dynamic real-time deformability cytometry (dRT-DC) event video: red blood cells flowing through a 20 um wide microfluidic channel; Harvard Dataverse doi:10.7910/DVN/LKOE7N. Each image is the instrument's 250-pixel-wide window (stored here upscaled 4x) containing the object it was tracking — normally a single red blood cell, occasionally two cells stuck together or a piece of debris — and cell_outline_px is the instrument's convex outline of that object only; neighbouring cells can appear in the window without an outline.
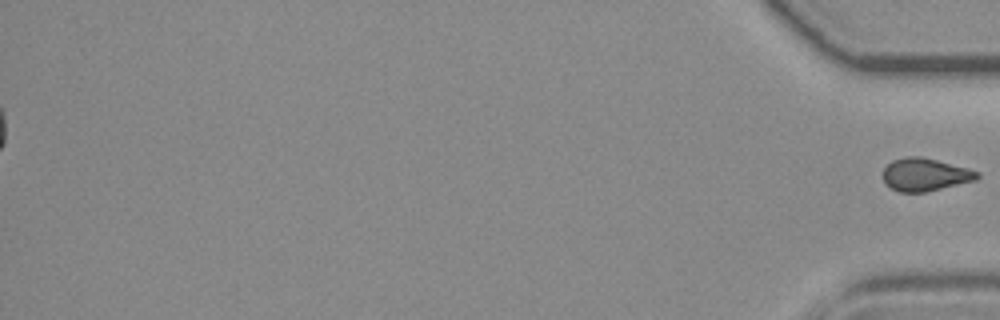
{"species": "common noctule bat (a hibernating species)", "species_latin": "Nyctalus noctula", "temperature_condition": "room temperature", "stored_images_in_passage": 56, "segment_of_instrument_passage": [2, 2], "camera_frame_rate_fps": 3000, "um_per_image_px": 0.085, "animal": {"sex": "female", "body_mass_g": 19.3, "forearm_length_mm": 54.1}, "frame": {"image": 1, "passage_image": 56, "time_ms": 18.333, "image_size_px": [1000, 320], "cell_outline_px": [[980, 176], [976, 180], [924, 192], [900, 192], [884, 184], [884, 168], [892, 160], [904, 156], [920, 156], [968, 168], [980, 172]], "centroid_in_image_um": [78.63, 14.83], "position_along_channel_um": 356.6, "area_um2": 17.92}}